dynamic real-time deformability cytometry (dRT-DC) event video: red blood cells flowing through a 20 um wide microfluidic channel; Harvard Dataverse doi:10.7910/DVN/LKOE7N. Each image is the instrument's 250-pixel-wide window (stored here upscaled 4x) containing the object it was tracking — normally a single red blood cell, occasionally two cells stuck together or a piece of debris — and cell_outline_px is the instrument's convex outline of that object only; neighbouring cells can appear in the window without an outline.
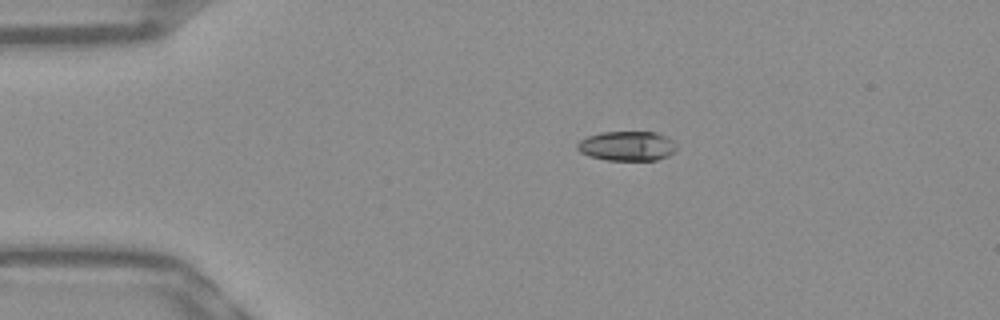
{"species": "Egyptian fruit bat (a non-hibernating species)", "species_latin": "Rousettus aegyptiacus", "temperature_condition": "warm", "stored_images_in_passage": 43, "camera_frame_rate_fps": 3000, "um_per_image_px": 0.085, "frame": {"image": 1, "passage_image": 1, "time_ms": 0.0, "image_size_px": [1000, 320], "cell_outline_px": [[676, 152], [668, 156], [656, 160], [604, 160], [588, 156], [580, 152], [576, 148], [576, 144], [580, 140], [588, 136], [600, 132], [656, 132], [672, 140], [676, 148]], "centroid_in_image_um": [53.27, 12.42], "position_along_channel_um": 31.7, "area_um2": 17.22}}
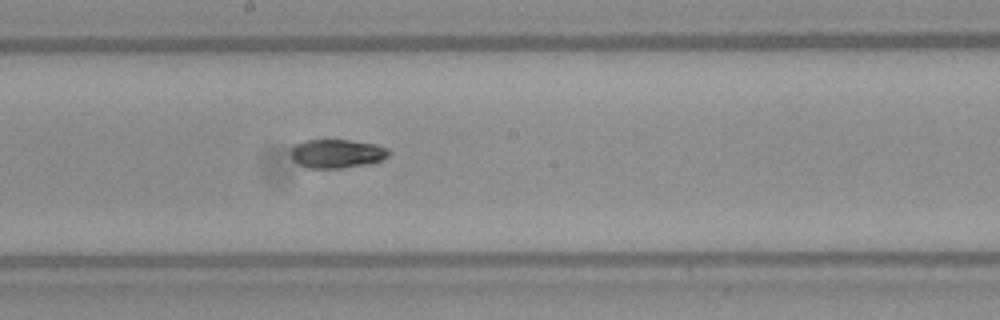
{"frame": {"image": 2, "passage_image": 19, "time_ms": 6.0, "image_size_px": [1000, 320], "cell_outline_px": [[388, 156], [372, 164], [340, 168], [308, 168], [292, 160], [292, 148], [296, 144], [304, 140], [352, 140], [376, 144], [388, 148]], "centroid_in_image_um": [28.65, 13.06], "position_along_channel_um": 219.5, "area_um2": 16.42}}
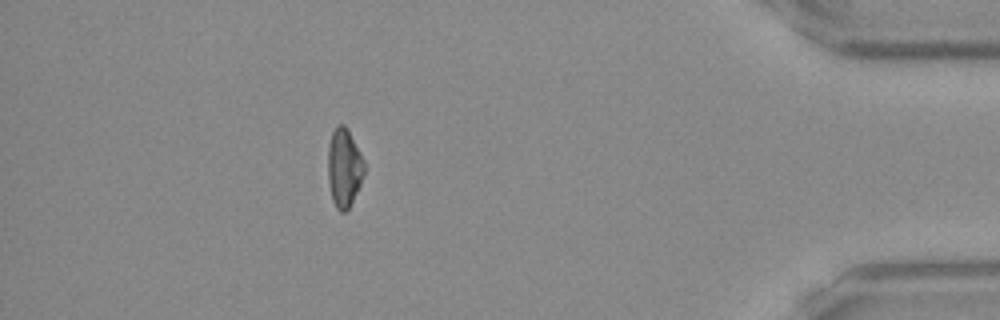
{"frame": {"image": 3, "passage_image": 37, "time_ms": 12.0, "image_size_px": [1000, 320], "cell_outline_px": [[364, 172], [360, 184], [348, 208], [344, 212], [340, 212], [336, 208], [332, 200], [328, 180], [328, 148], [332, 132], [336, 124], [344, 124], [348, 128], [364, 160]], "centroid_in_image_um": [29.23, 14.22], "position_along_channel_um": 406.0, "area_um2": 16.59}, "authors_computed_cell_mechanics": {"area_um2": 16.8776, "velocity_mm_per_s": 3.9173, "shape_relaxation_time_tau1_ms": 6.2627, "shape_relaxation_time_tau2_ms": 6.4367, "deformation_change_tau1": 0.1718, "deformation_change_tau2": 0.1033}}